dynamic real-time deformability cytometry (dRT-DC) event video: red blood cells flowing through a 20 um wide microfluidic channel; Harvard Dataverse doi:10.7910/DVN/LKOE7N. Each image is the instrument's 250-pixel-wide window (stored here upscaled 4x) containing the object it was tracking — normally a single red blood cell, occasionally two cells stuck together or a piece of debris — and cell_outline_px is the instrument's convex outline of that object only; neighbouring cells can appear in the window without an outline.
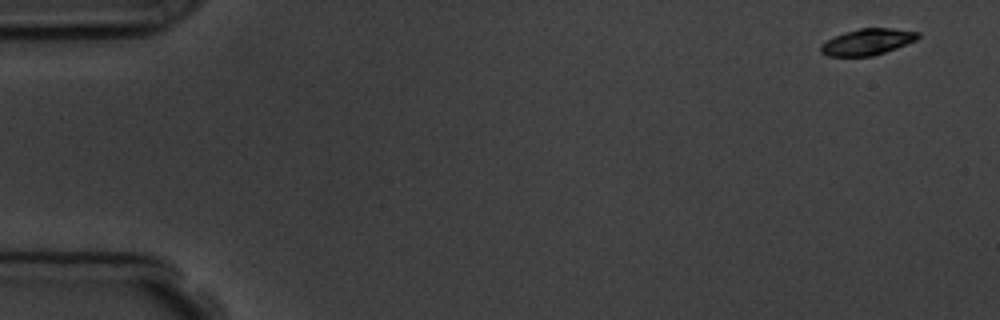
{"species": "common noctule bat (a hibernating species)", "species_latin": "Nyctalus noctula", "temperature_condition": "room temperature", "stored_images_in_passage": 5, "camera_frame_rate_fps": 3000, "um_per_image_px": 0.085, "animal": {"sex": "male", "body_mass_g": 19.5, "forearm_length_mm": 54.6}, "frame": {"image": 1, "passage_image": 1, "time_ms": 0.0, "image_size_px": [1000, 320], "cell_outline_px": [[920, 36], [916, 40], [896, 48], [872, 56], [828, 56], [820, 52], [820, 44], [844, 32], [860, 28], [892, 28], [920, 32]], "centroid_in_image_um": [73.73, 3.55], "position_along_channel_um": 11.3, "area_um2": 14.8}}
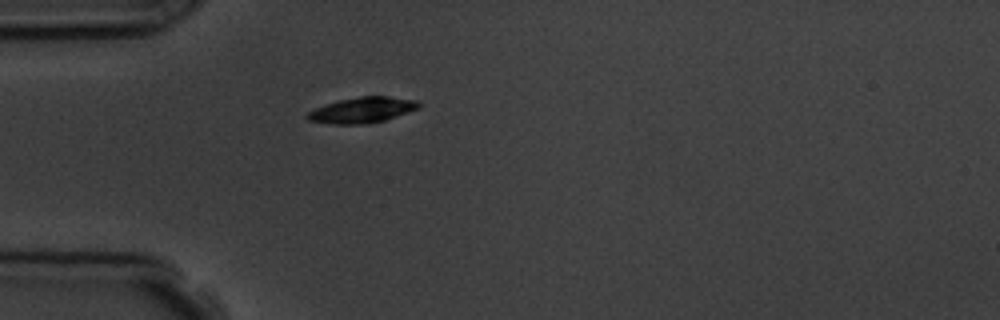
{"frame": {"image": 2, "passage_image": 5, "time_ms": 4.333, "image_size_px": [1000, 320], "cell_outline_px": [[420, 104], [416, 108], [384, 120], [360, 124], [332, 124], [308, 120], [304, 116], [308, 112], [316, 108], [340, 100], [360, 96], [388, 96], [416, 100]], "centroid_in_image_um": [30.73, 9.35], "position_along_channel_um": 54.3, "area_um2": 16.18}}